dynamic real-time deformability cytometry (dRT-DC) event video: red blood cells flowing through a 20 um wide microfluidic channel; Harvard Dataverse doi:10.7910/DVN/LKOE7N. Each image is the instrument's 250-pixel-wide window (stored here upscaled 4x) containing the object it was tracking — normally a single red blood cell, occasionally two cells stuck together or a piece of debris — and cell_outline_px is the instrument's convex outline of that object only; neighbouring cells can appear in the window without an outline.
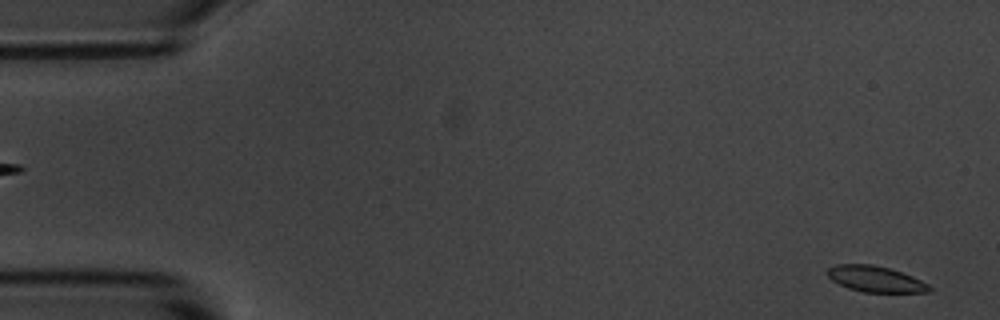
{"species": "common noctule bat (a hibernating species)", "species_latin": "Nyctalus noctula", "temperature_condition": "room temperature", "stored_images_in_passage": 55, "camera_frame_rate_fps": 3000, "um_per_image_px": 0.085, "animal": {"sex": "male", "body_mass_g": 20.1, "forearm_length_mm": 53.5}, "frame": {"image": 1, "passage_image": 2, "time_ms": 0.333, "image_size_px": [1000, 320], "cell_outline_px": [[932, 292], [864, 292], [848, 288], [832, 280], [824, 272], [828, 268], [836, 264], [872, 264], [888, 268], [912, 276], [928, 284], [932, 288]], "centroid_in_image_um": [74.39, 23.71], "position_along_channel_um": 10.6, "area_um2": 15.37}}
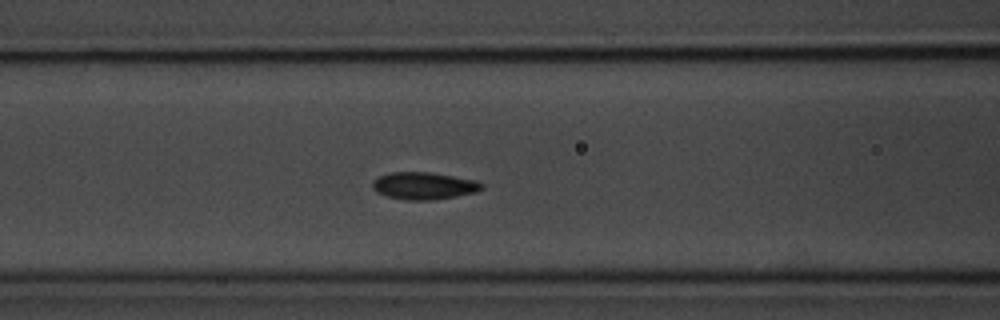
{"frame": {"image": 2, "passage_image": 22, "time_ms": 7.0, "image_size_px": [1000, 320], "cell_outline_px": [[484, 188], [476, 192], [456, 196], [428, 200], [404, 200], [388, 196], [376, 192], [372, 188], [372, 180], [388, 172], [432, 172], [476, 180], [484, 184]], "centroid_in_image_um": [36.02, 15.78], "position_along_channel_um": 130.6, "area_um2": 17.46}}
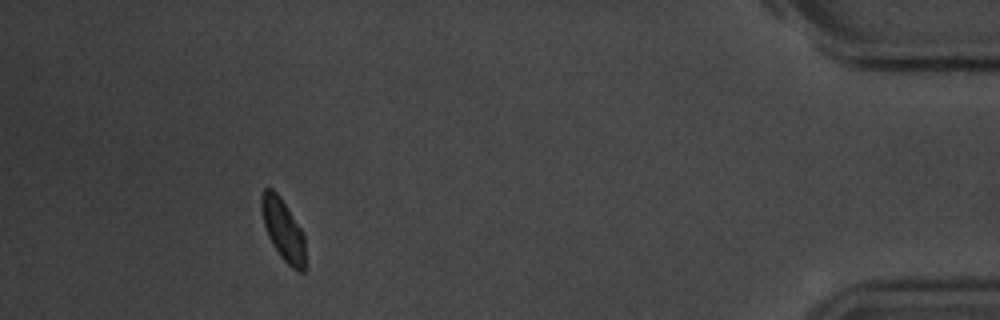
{"frame": {"image": 3, "passage_image": 50, "time_ms": 16.333, "image_size_px": [1000, 320], "cell_outline_px": [[304, 272], [300, 272], [292, 268], [280, 256], [272, 244], [268, 236], [264, 224], [260, 208], [260, 196], [264, 188], [272, 188], [280, 196], [300, 228], [304, 236]], "centroid_in_image_um": [24.02, 19.5], "position_along_channel_um": 411.2, "area_um2": 15.61}}